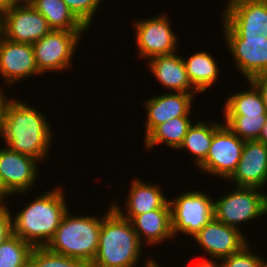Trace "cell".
<instances>
[{
    "instance_id": "obj_1",
    "label": "cell",
    "mask_w": 267,
    "mask_h": 267,
    "mask_svg": "<svg viewBox=\"0 0 267 267\" xmlns=\"http://www.w3.org/2000/svg\"><path fill=\"white\" fill-rule=\"evenodd\" d=\"M43 114L21 100H11L3 117L0 138L10 150L33 157L41 163L51 151L54 133Z\"/></svg>"
},
{
    "instance_id": "obj_2",
    "label": "cell",
    "mask_w": 267,
    "mask_h": 267,
    "mask_svg": "<svg viewBox=\"0 0 267 267\" xmlns=\"http://www.w3.org/2000/svg\"><path fill=\"white\" fill-rule=\"evenodd\" d=\"M12 218L13 234L33 247H45L69 206L60 186L35 197Z\"/></svg>"
},
{
    "instance_id": "obj_3",
    "label": "cell",
    "mask_w": 267,
    "mask_h": 267,
    "mask_svg": "<svg viewBox=\"0 0 267 267\" xmlns=\"http://www.w3.org/2000/svg\"><path fill=\"white\" fill-rule=\"evenodd\" d=\"M142 245L130 220L113 208L102 219L98 251L90 267H138Z\"/></svg>"
},
{
    "instance_id": "obj_4",
    "label": "cell",
    "mask_w": 267,
    "mask_h": 267,
    "mask_svg": "<svg viewBox=\"0 0 267 267\" xmlns=\"http://www.w3.org/2000/svg\"><path fill=\"white\" fill-rule=\"evenodd\" d=\"M113 209L112 203L102 217L91 215L63 216L54 236L45 246L51 252L87 261L94 260L98 251L99 232L102 219Z\"/></svg>"
},
{
    "instance_id": "obj_5",
    "label": "cell",
    "mask_w": 267,
    "mask_h": 267,
    "mask_svg": "<svg viewBox=\"0 0 267 267\" xmlns=\"http://www.w3.org/2000/svg\"><path fill=\"white\" fill-rule=\"evenodd\" d=\"M235 188L214 200V218L241 230L240 224L267 215V194L253 187Z\"/></svg>"
},
{
    "instance_id": "obj_6",
    "label": "cell",
    "mask_w": 267,
    "mask_h": 267,
    "mask_svg": "<svg viewBox=\"0 0 267 267\" xmlns=\"http://www.w3.org/2000/svg\"><path fill=\"white\" fill-rule=\"evenodd\" d=\"M222 11L224 37H267V0H228Z\"/></svg>"
},
{
    "instance_id": "obj_7",
    "label": "cell",
    "mask_w": 267,
    "mask_h": 267,
    "mask_svg": "<svg viewBox=\"0 0 267 267\" xmlns=\"http://www.w3.org/2000/svg\"><path fill=\"white\" fill-rule=\"evenodd\" d=\"M169 200L173 236L180 232L194 237L214 218V200L205 192L186 191Z\"/></svg>"
},
{
    "instance_id": "obj_8",
    "label": "cell",
    "mask_w": 267,
    "mask_h": 267,
    "mask_svg": "<svg viewBox=\"0 0 267 267\" xmlns=\"http://www.w3.org/2000/svg\"><path fill=\"white\" fill-rule=\"evenodd\" d=\"M83 32L51 30L33 46L36 66L43 75L46 72L63 71L72 67L78 42ZM60 70V71H59Z\"/></svg>"
},
{
    "instance_id": "obj_9",
    "label": "cell",
    "mask_w": 267,
    "mask_h": 267,
    "mask_svg": "<svg viewBox=\"0 0 267 267\" xmlns=\"http://www.w3.org/2000/svg\"><path fill=\"white\" fill-rule=\"evenodd\" d=\"M245 140L222 123L214 132L205 161L198 167L206 174L227 180L235 171L242 156Z\"/></svg>"
},
{
    "instance_id": "obj_10",
    "label": "cell",
    "mask_w": 267,
    "mask_h": 267,
    "mask_svg": "<svg viewBox=\"0 0 267 267\" xmlns=\"http://www.w3.org/2000/svg\"><path fill=\"white\" fill-rule=\"evenodd\" d=\"M135 43L139 57L151 59L177 51L178 36L173 31L165 14L138 20L134 23Z\"/></svg>"
},
{
    "instance_id": "obj_11",
    "label": "cell",
    "mask_w": 267,
    "mask_h": 267,
    "mask_svg": "<svg viewBox=\"0 0 267 267\" xmlns=\"http://www.w3.org/2000/svg\"><path fill=\"white\" fill-rule=\"evenodd\" d=\"M38 160L10 150L0 148V176L5 188L13 194H23L33 188L39 174Z\"/></svg>"
},
{
    "instance_id": "obj_12",
    "label": "cell",
    "mask_w": 267,
    "mask_h": 267,
    "mask_svg": "<svg viewBox=\"0 0 267 267\" xmlns=\"http://www.w3.org/2000/svg\"><path fill=\"white\" fill-rule=\"evenodd\" d=\"M225 42L247 81L267 75V37H225Z\"/></svg>"
},
{
    "instance_id": "obj_13",
    "label": "cell",
    "mask_w": 267,
    "mask_h": 267,
    "mask_svg": "<svg viewBox=\"0 0 267 267\" xmlns=\"http://www.w3.org/2000/svg\"><path fill=\"white\" fill-rule=\"evenodd\" d=\"M52 29L45 17L32 6H13L5 11L4 38L34 44Z\"/></svg>"
},
{
    "instance_id": "obj_14",
    "label": "cell",
    "mask_w": 267,
    "mask_h": 267,
    "mask_svg": "<svg viewBox=\"0 0 267 267\" xmlns=\"http://www.w3.org/2000/svg\"><path fill=\"white\" fill-rule=\"evenodd\" d=\"M193 238L208 256L221 259L239 252L249 243L242 230L225 225L215 218L208 222Z\"/></svg>"
},
{
    "instance_id": "obj_15",
    "label": "cell",
    "mask_w": 267,
    "mask_h": 267,
    "mask_svg": "<svg viewBox=\"0 0 267 267\" xmlns=\"http://www.w3.org/2000/svg\"><path fill=\"white\" fill-rule=\"evenodd\" d=\"M40 74L32 44L0 39V75L5 84H15Z\"/></svg>"
},
{
    "instance_id": "obj_16",
    "label": "cell",
    "mask_w": 267,
    "mask_h": 267,
    "mask_svg": "<svg viewBox=\"0 0 267 267\" xmlns=\"http://www.w3.org/2000/svg\"><path fill=\"white\" fill-rule=\"evenodd\" d=\"M240 187L263 188L267 184V145L258 140L244 143L242 156L227 181Z\"/></svg>"
},
{
    "instance_id": "obj_17",
    "label": "cell",
    "mask_w": 267,
    "mask_h": 267,
    "mask_svg": "<svg viewBox=\"0 0 267 267\" xmlns=\"http://www.w3.org/2000/svg\"><path fill=\"white\" fill-rule=\"evenodd\" d=\"M195 94L183 92H165V94L155 95L145 101V111L147 115L145 123L144 139L160 124L169 119L190 116L191 104Z\"/></svg>"
},
{
    "instance_id": "obj_18",
    "label": "cell",
    "mask_w": 267,
    "mask_h": 267,
    "mask_svg": "<svg viewBox=\"0 0 267 267\" xmlns=\"http://www.w3.org/2000/svg\"><path fill=\"white\" fill-rule=\"evenodd\" d=\"M148 63V69L152 75L169 92H183L198 94L192 86L186 72L183 57L176 52L168 55L155 56Z\"/></svg>"
},
{
    "instance_id": "obj_19",
    "label": "cell",
    "mask_w": 267,
    "mask_h": 267,
    "mask_svg": "<svg viewBox=\"0 0 267 267\" xmlns=\"http://www.w3.org/2000/svg\"><path fill=\"white\" fill-rule=\"evenodd\" d=\"M122 217L130 220L140 242L149 244L148 246H156L159 243L161 245L162 241L174 239L169 201L160 209L137 216Z\"/></svg>"
},
{
    "instance_id": "obj_20",
    "label": "cell",
    "mask_w": 267,
    "mask_h": 267,
    "mask_svg": "<svg viewBox=\"0 0 267 267\" xmlns=\"http://www.w3.org/2000/svg\"><path fill=\"white\" fill-rule=\"evenodd\" d=\"M129 195L124 207L116 201L112 202L113 208L121 216H137L163 207L169 199L163 195L160 185L148 184L145 181L134 178L129 186ZM124 209V210H123ZM126 210V211H125Z\"/></svg>"
},
{
    "instance_id": "obj_21",
    "label": "cell",
    "mask_w": 267,
    "mask_h": 267,
    "mask_svg": "<svg viewBox=\"0 0 267 267\" xmlns=\"http://www.w3.org/2000/svg\"><path fill=\"white\" fill-rule=\"evenodd\" d=\"M183 61L187 76L199 93H205L218 80L220 67L207 50L196 52L187 59L183 57Z\"/></svg>"
},
{
    "instance_id": "obj_22",
    "label": "cell",
    "mask_w": 267,
    "mask_h": 267,
    "mask_svg": "<svg viewBox=\"0 0 267 267\" xmlns=\"http://www.w3.org/2000/svg\"><path fill=\"white\" fill-rule=\"evenodd\" d=\"M32 7L45 17L52 30L88 31L63 0H35Z\"/></svg>"
},
{
    "instance_id": "obj_23",
    "label": "cell",
    "mask_w": 267,
    "mask_h": 267,
    "mask_svg": "<svg viewBox=\"0 0 267 267\" xmlns=\"http://www.w3.org/2000/svg\"><path fill=\"white\" fill-rule=\"evenodd\" d=\"M248 90L233 93L224 103V115L259 116L267 114L264 97L259 87L252 81H248Z\"/></svg>"
},
{
    "instance_id": "obj_24",
    "label": "cell",
    "mask_w": 267,
    "mask_h": 267,
    "mask_svg": "<svg viewBox=\"0 0 267 267\" xmlns=\"http://www.w3.org/2000/svg\"><path fill=\"white\" fill-rule=\"evenodd\" d=\"M190 116H181L169 119L167 122L158 125L144 140L145 149H152L156 145L166 144L173 149L179 150L187 134L188 128L192 125Z\"/></svg>"
},
{
    "instance_id": "obj_25",
    "label": "cell",
    "mask_w": 267,
    "mask_h": 267,
    "mask_svg": "<svg viewBox=\"0 0 267 267\" xmlns=\"http://www.w3.org/2000/svg\"><path fill=\"white\" fill-rule=\"evenodd\" d=\"M195 123V124H194ZM188 128L187 134L184 137L183 143L179 149L190 150L192 156H194L193 161L196 166H200L206 159L210 145L213 140V135L215 130L222 124V122H194Z\"/></svg>"
},
{
    "instance_id": "obj_26",
    "label": "cell",
    "mask_w": 267,
    "mask_h": 267,
    "mask_svg": "<svg viewBox=\"0 0 267 267\" xmlns=\"http://www.w3.org/2000/svg\"><path fill=\"white\" fill-rule=\"evenodd\" d=\"M33 246L11 235L0 246V267H28Z\"/></svg>"
},
{
    "instance_id": "obj_27",
    "label": "cell",
    "mask_w": 267,
    "mask_h": 267,
    "mask_svg": "<svg viewBox=\"0 0 267 267\" xmlns=\"http://www.w3.org/2000/svg\"><path fill=\"white\" fill-rule=\"evenodd\" d=\"M227 127L240 139L258 140L267 120V114L259 116L224 115Z\"/></svg>"
},
{
    "instance_id": "obj_28",
    "label": "cell",
    "mask_w": 267,
    "mask_h": 267,
    "mask_svg": "<svg viewBox=\"0 0 267 267\" xmlns=\"http://www.w3.org/2000/svg\"><path fill=\"white\" fill-rule=\"evenodd\" d=\"M28 267H90L87 261L51 252L46 247H34Z\"/></svg>"
},
{
    "instance_id": "obj_29",
    "label": "cell",
    "mask_w": 267,
    "mask_h": 267,
    "mask_svg": "<svg viewBox=\"0 0 267 267\" xmlns=\"http://www.w3.org/2000/svg\"><path fill=\"white\" fill-rule=\"evenodd\" d=\"M250 248L248 243L239 252L224 257L222 259L223 267H266L264 257Z\"/></svg>"
},
{
    "instance_id": "obj_30",
    "label": "cell",
    "mask_w": 267,
    "mask_h": 267,
    "mask_svg": "<svg viewBox=\"0 0 267 267\" xmlns=\"http://www.w3.org/2000/svg\"><path fill=\"white\" fill-rule=\"evenodd\" d=\"M72 13L87 27L93 21L97 8L103 0H63Z\"/></svg>"
},
{
    "instance_id": "obj_31",
    "label": "cell",
    "mask_w": 267,
    "mask_h": 267,
    "mask_svg": "<svg viewBox=\"0 0 267 267\" xmlns=\"http://www.w3.org/2000/svg\"><path fill=\"white\" fill-rule=\"evenodd\" d=\"M7 204H0V246L13 235L12 214Z\"/></svg>"
},
{
    "instance_id": "obj_32",
    "label": "cell",
    "mask_w": 267,
    "mask_h": 267,
    "mask_svg": "<svg viewBox=\"0 0 267 267\" xmlns=\"http://www.w3.org/2000/svg\"><path fill=\"white\" fill-rule=\"evenodd\" d=\"M210 258L212 259L207 258L208 260L207 259H204V261L199 260V262L194 264L195 266L193 267H223V262L221 258L214 256H211Z\"/></svg>"
},
{
    "instance_id": "obj_33",
    "label": "cell",
    "mask_w": 267,
    "mask_h": 267,
    "mask_svg": "<svg viewBox=\"0 0 267 267\" xmlns=\"http://www.w3.org/2000/svg\"><path fill=\"white\" fill-rule=\"evenodd\" d=\"M12 100L9 99L5 94L4 91L0 89V135L2 132V127H3V117L6 112L7 105L10 103Z\"/></svg>"
},
{
    "instance_id": "obj_34",
    "label": "cell",
    "mask_w": 267,
    "mask_h": 267,
    "mask_svg": "<svg viewBox=\"0 0 267 267\" xmlns=\"http://www.w3.org/2000/svg\"><path fill=\"white\" fill-rule=\"evenodd\" d=\"M252 81L259 87L264 97V102H265L266 111H267V75L260 76L256 79H253Z\"/></svg>"
},
{
    "instance_id": "obj_35",
    "label": "cell",
    "mask_w": 267,
    "mask_h": 267,
    "mask_svg": "<svg viewBox=\"0 0 267 267\" xmlns=\"http://www.w3.org/2000/svg\"><path fill=\"white\" fill-rule=\"evenodd\" d=\"M8 195L11 197L12 194L5 188L0 176V204H6L5 199L8 198Z\"/></svg>"
},
{
    "instance_id": "obj_36",
    "label": "cell",
    "mask_w": 267,
    "mask_h": 267,
    "mask_svg": "<svg viewBox=\"0 0 267 267\" xmlns=\"http://www.w3.org/2000/svg\"><path fill=\"white\" fill-rule=\"evenodd\" d=\"M35 0H9V9L13 6H32Z\"/></svg>"
},
{
    "instance_id": "obj_37",
    "label": "cell",
    "mask_w": 267,
    "mask_h": 267,
    "mask_svg": "<svg viewBox=\"0 0 267 267\" xmlns=\"http://www.w3.org/2000/svg\"><path fill=\"white\" fill-rule=\"evenodd\" d=\"M4 16L5 10L0 7V39L4 37Z\"/></svg>"
},
{
    "instance_id": "obj_38",
    "label": "cell",
    "mask_w": 267,
    "mask_h": 267,
    "mask_svg": "<svg viewBox=\"0 0 267 267\" xmlns=\"http://www.w3.org/2000/svg\"><path fill=\"white\" fill-rule=\"evenodd\" d=\"M258 141L267 145V120H266V123L262 129L261 135L258 138Z\"/></svg>"
},
{
    "instance_id": "obj_39",
    "label": "cell",
    "mask_w": 267,
    "mask_h": 267,
    "mask_svg": "<svg viewBox=\"0 0 267 267\" xmlns=\"http://www.w3.org/2000/svg\"><path fill=\"white\" fill-rule=\"evenodd\" d=\"M147 262L144 264L146 266L144 267H162L160 266V264L157 263V261L153 258H148V260H146Z\"/></svg>"
},
{
    "instance_id": "obj_40",
    "label": "cell",
    "mask_w": 267,
    "mask_h": 267,
    "mask_svg": "<svg viewBox=\"0 0 267 267\" xmlns=\"http://www.w3.org/2000/svg\"><path fill=\"white\" fill-rule=\"evenodd\" d=\"M0 7L5 11L9 10V0H0Z\"/></svg>"
}]
</instances>
